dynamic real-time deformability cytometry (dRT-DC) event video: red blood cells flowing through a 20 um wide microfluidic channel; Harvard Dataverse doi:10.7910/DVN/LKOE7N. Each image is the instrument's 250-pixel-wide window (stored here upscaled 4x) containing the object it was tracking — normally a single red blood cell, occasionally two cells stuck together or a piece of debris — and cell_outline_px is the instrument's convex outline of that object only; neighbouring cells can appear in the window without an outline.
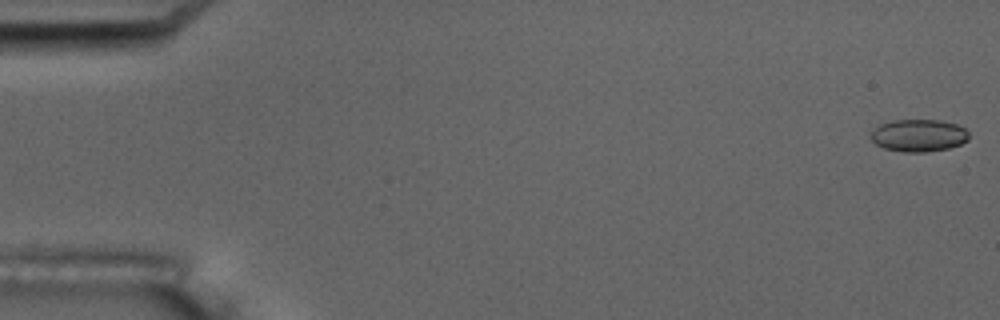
{"species": "common noctule bat (a hibernating species)", "species_latin": "Nyctalus noctula", "temperature_condition": "room temperature", "stored_images_in_passage": 7, "camera_frame_rate_fps": 3000, "um_per_image_px": 0.085, "animal": {"sex": "male", "body_mass_g": 17.5, "forearm_length_mm": 52.3}, "frame": {"image": 1, "passage_image": 1, "time_ms": 0.0, "image_size_px": [1000, 320], "cell_outline_px": [[968, 140], [960, 144], [948, 148], [924, 152], [904, 152], [884, 148], [876, 144], [872, 140], [872, 128], [880, 124], [892, 120], [940, 120], [956, 124], [964, 128], [968, 132]], "centroid_in_image_um": [78.07, 11.5], "position_along_channel_um": 6.9, "area_um2": 18.44}}
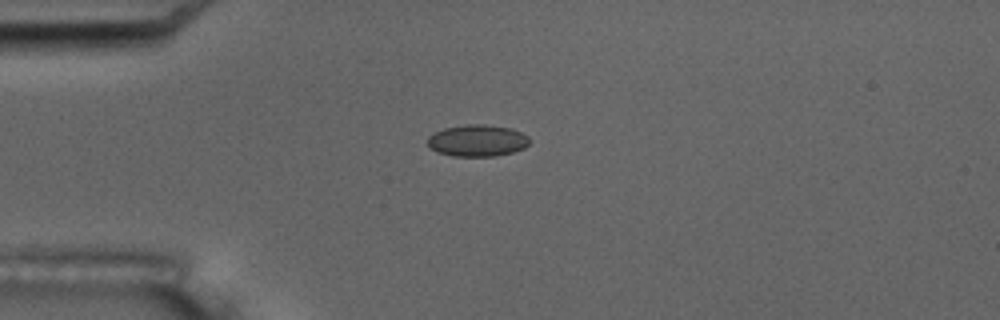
{"frame": {"image": 2, "passage_image": 5, "time_ms": 4.667, "image_size_px": [1000, 320], "cell_outline_px": [[528, 144], [524, 148], [512, 152], [496, 156], [452, 156], [436, 152], [428, 148], [428, 136], [444, 128], [468, 124], [484, 124], [512, 128], [528, 136]], "centroid_in_image_um": [40.55, 11.95], "position_along_channel_um": 44.5, "area_um2": 18.9}}